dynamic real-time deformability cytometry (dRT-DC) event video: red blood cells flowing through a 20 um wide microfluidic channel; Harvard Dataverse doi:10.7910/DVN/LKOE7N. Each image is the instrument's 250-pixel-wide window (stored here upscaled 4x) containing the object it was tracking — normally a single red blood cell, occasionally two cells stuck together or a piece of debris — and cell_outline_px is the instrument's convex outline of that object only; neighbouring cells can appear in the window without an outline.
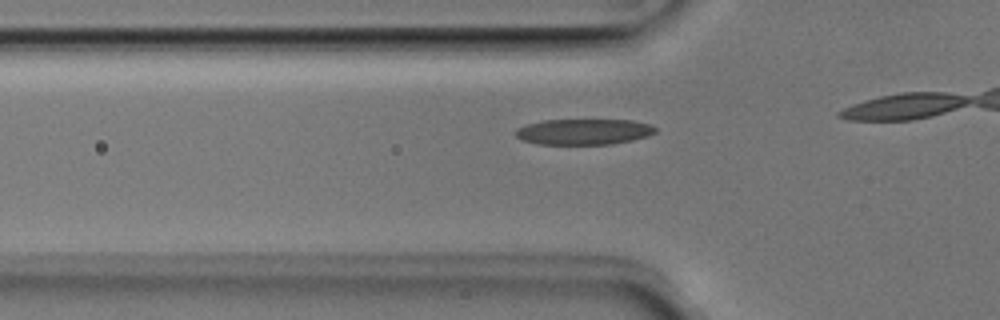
{"species": "Egyptian fruit bat (a non-hibernating species)", "species_latin": "Rousettus aegyptiacus", "temperature_condition": "room temperature", "stored_images_in_passage": 17, "camera_frame_rate_fps": 3000, "um_per_image_px": 0.085, "animal": {"sex": "male"}, "frame": {"image": 1, "passage_image": 12, "time_ms": 3.667, "image_size_px": [1000, 320], "cell_outline_px": [[656, 132], [648, 136], [632, 140], [612, 144], [536, 144], [524, 140], [516, 136], [516, 128], [528, 124], [544, 120], [632, 120], [652, 124], [656, 128]], "centroid_in_image_um": [49.66, 11.19], "position_along_channel_um": 76.1, "area_um2": 20.98}}
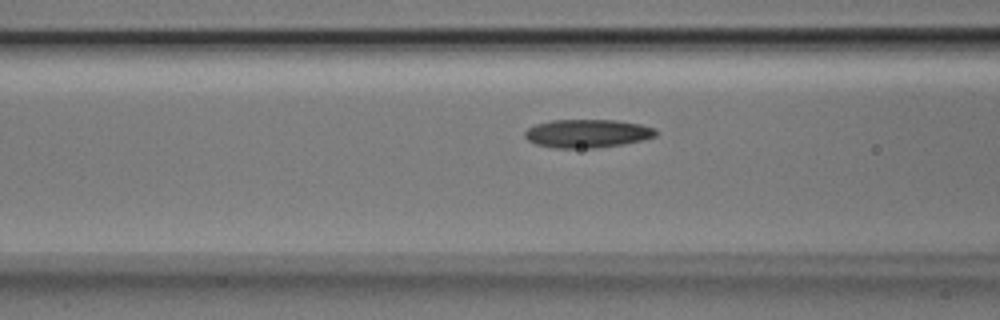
{"frame": {"image": 2, "passage_image": 15, "time_ms": 4.667, "image_size_px": [1000, 320], "cell_outline_px": [[660, 132], [656, 136], [624, 144], [596, 148], [552, 148], [536, 144], [528, 140], [524, 136], [524, 132], [528, 128], [536, 124], [552, 120], [616, 120], [640, 124], [656, 128]], "centroid_in_image_um": [49.94, 11.35], "position_along_channel_um": 116.7, "area_um2": 21.79}}